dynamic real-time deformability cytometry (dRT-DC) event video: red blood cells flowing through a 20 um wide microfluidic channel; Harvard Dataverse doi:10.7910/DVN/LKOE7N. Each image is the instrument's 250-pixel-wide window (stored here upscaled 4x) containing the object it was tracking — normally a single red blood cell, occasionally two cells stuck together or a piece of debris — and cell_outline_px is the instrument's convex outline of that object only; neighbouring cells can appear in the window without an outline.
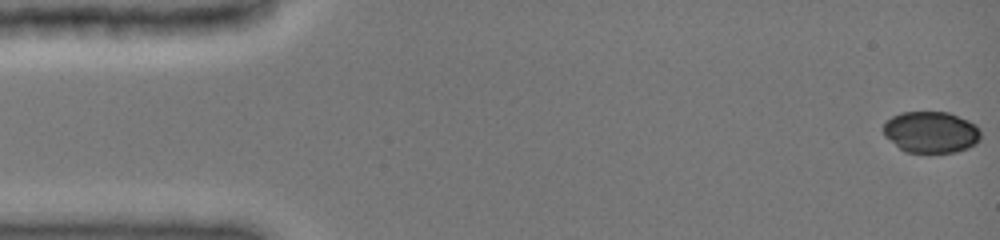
{"species": "common noctule bat (a hibernating species)", "species_latin": "Nyctalus noctula", "temperature_condition": "cold", "stored_images_in_passage": 48, "camera_frame_rate_fps": 3000, "um_per_image_px": 0.085, "animal": {"sex": "female", "body_mass_g": 19.0, "forearm_length_mm": 51.5}, "frame": {"image": 1, "passage_image": 1, "time_ms": 0.0, "image_size_px": [1000, 240], "cell_outline_px": [[980, 140], [976, 144], [968, 148], [956, 152], [904, 152], [884, 136], [884, 124], [892, 116], [900, 112], [948, 112], [968, 120], [976, 124], [980, 128]], "centroid_in_image_um": [79.15, 11.23], "position_along_channel_um": 5.8, "area_um2": 23.64}}
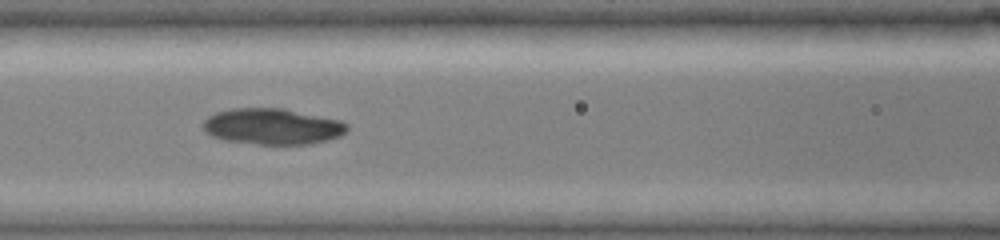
{"frame": {"image": 2, "passage_image": 21, "time_ms": 6.667, "image_size_px": [1000, 240], "cell_outline_px": [[348, 128], [340, 136], [328, 140], [312, 144], [260, 144], [224, 140], [212, 136], [204, 132], [204, 120], [208, 116], [216, 112], [232, 108], [284, 108], [340, 120], [348, 124]], "centroid_in_image_um": [23.16, 10.74], "position_along_channel_um": 143.4, "area_um2": 30.29}}
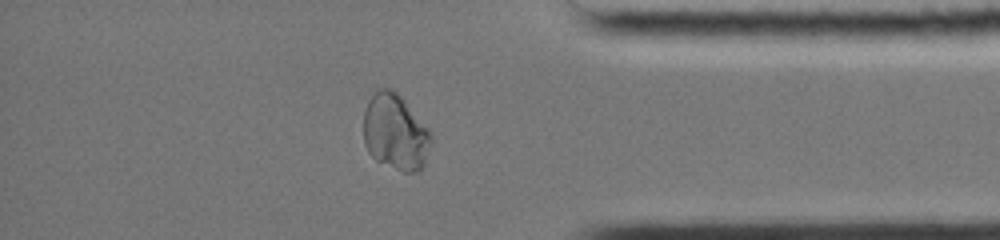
{"frame": {"image": 3, "passage_image": 41, "time_ms": 13.333, "image_size_px": [1000, 240], "cell_outline_px": [[432, 140], [424, 164], [420, 172], [404, 172], [376, 160], [368, 152], [364, 144], [364, 108], [368, 100], [376, 88], [392, 88], [404, 100], [432, 132]], "centroid_in_image_um": [33.6, 11.22], "position_along_channel_um": 401.6, "area_um2": 30.17}, "authors_computed_cell_mechanics": {"area_um2": 29.8248, "velocity_mm_per_s": 3.9954, "shape_relaxation_time_tau1_ms": null, "shape_relaxation_time_tau2_ms": 1.3592, "deformation_change_tau1": null, "deformation_change_tau2": 0.027}}